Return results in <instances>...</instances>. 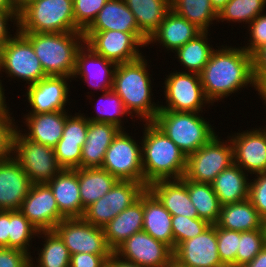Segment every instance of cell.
Returning <instances> with one entry per match:
<instances>
[{
	"instance_id": "obj_1",
	"label": "cell",
	"mask_w": 266,
	"mask_h": 267,
	"mask_svg": "<svg viewBox=\"0 0 266 267\" xmlns=\"http://www.w3.org/2000/svg\"><path fill=\"white\" fill-rule=\"evenodd\" d=\"M200 78L205 97L211 104L241 88L245 89L248 84L257 90L252 56L242 47L226 45L213 50Z\"/></svg>"
},
{
	"instance_id": "obj_2",
	"label": "cell",
	"mask_w": 266,
	"mask_h": 267,
	"mask_svg": "<svg viewBox=\"0 0 266 267\" xmlns=\"http://www.w3.org/2000/svg\"><path fill=\"white\" fill-rule=\"evenodd\" d=\"M142 166L145 186L158 180L181 179L187 156L152 122L144 125Z\"/></svg>"
},
{
	"instance_id": "obj_3",
	"label": "cell",
	"mask_w": 266,
	"mask_h": 267,
	"mask_svg": "<svg viewBox=\"0 0 266 267\" xmlns=\"http://www.w3.org/2000/svg\"><path fill=\"white\" fill-rule=\"evenodd\" d=\"M146 61L142 56L131 62L117 64L112 88L122 99L129 115L133 118L134 112L145 123L152 122L160 110L159 104L151 101L153 94Z\"/></svg>"
},
{
	"instance_id": "obj_4",
	"label": "cell",
	"mask_w": 266,
	"mask_h": 267,
	"mask_svg": "<svg viewBox=\"0 0 266 267\" xmlns=\"http://www.w3.org/2000/svg\"><path fill=\"white\" fill-rule=\"evenodd\" d=\"M20 33L32 44L47 76H65L72 79L76 54L84 42L83 32Z\"/></svg>"
},
{
	"instance_id": "obj_5",
	"label": "cell",
	"mask_w": 266,
	"mask_h": 267,
	"mask_svg": "<svg viewBox=\"0 0 266 267\" xmlns=\"http://www.w3.org/2000/svg\"><path fill=\"white\" fill-rule=\"evenodd\" d=\"M152 123L189 156L217 133L199 113L159 110Z\"/></svg>"
},
{
	"instance_id": "obj_6",
	"label": "cell",
	"mask_w": 266,
	"mask_h": 267,
	"mask_svg": "<svg viewBox=\"0 0 266 267\" xmlns=\"http://www.w3.org/2000/svg\"><path fill=\"white\" fill-rule=\"evenodd\" d=\"M18 31L63 33L80 31L74 20L73 0H33L18 14Z\"/></svg>"
},
{
	"instance_id": "obj_7",
	"label": "cell",
	"mask_w": 266,
	"mask_h": 267,
	"mask_svg": "<svg viewBox=\"0 0 266 267\" xmlns=\"http://www.w3.org/2000/svg\"><path fill=\"white\" fill-rule=\"evenodd\" d=\"M19 128L13 136L12 156L29 176L32 184L48 183L62 167L58 164L54 148L27 139Z\"/></svg>"
},
{
	"instance_id": "obj_8",
	"label": "cell",
	"mask_w": 266,
	"mask_h": 267,
	"mask_svg": "<svg viewBox=\"0 0 266 267\" xmlns=\"http://www.w3.org/2000/svg\"><path fill=\"white\" fill-rule=\"evenodd\" d=\"M83 36L84 44L116 64L131 62L142 57L138 47L147 46L148 41L142 32L84 31Z\"/></svg>"
},
{
	"instance_id": "obj_9",
	"label": "cell",
	"mask_w": 266,
	"mask_h": 267,
	"mask_svg": "<svg viewBox=\"0 0 266 267\" xmlns=\"http://www.w3.org/2000/svg\"><path fill=\"white\" fill-rule=\"evenodd\" d=\"M220 140L215 135L208 143L187 156L184 174L187 180L211 183L221 171L234 163L231 140L227 139V143Z\"/></svg>"
},
{
	"instance_id": "obj_10",
	"label": "cell",
	"mask_w": 266,
	"mask_h": 267,
	"mask_svg": "<svg viewBox=\"0 0 266 267\" xmlns=\"http://www.w3.org/2000/svg\"><path fill=\"white\" fill-rule=\"evenodd\" d=\"M118 180H130L145 185L142 166V146L120 130L105 153L101 166Z\"/></svg>"
},
{
	"instance_id": "obj_11",
	"label": "cell",
	"mask_w": 266,
	"mask_h": 267,
	"mask_svg": "<svg viewBox=\"0 0 266 267\" xmlns=\"http://www.w3.org/2000/svg\"><path fill=\"white\" fill-rule=\"evenodd\" d=\"M2 46L0 71L8 77L23 79L28 85L47 77L32 44L18 31ZM5 71H4V70Z\"/></svg>"
},
{
	"instance_id": "obj_12",
	"label": "cell",
	"mask_w": 266,
	"mask_h": 267,
	"mask_svg": "<svg viewBox=\"0 0 266 267\" xmlns=\"http://www.w3.org/2000/svg\"><path fill=\"white\" fill-rule=\"evenodd\" d=\"M146 188L143 183L118 180L109 192L85 209L82 218L94 226L104 228L114 217L136 202Z\"/></svg>"
},
{
	"instance_id": "obj_13",
	"label": "cell",
	"mask_w": 266,
	"mask_h": 267,
	"mask_svg": "<svg viewBox=\"0 0 266 267\" xmlns=\"http://www.w3.org/2000/svg\"><path fill=\"white\" fill-rule=\"evenodd\" d=\"M165 79L164 96L168 103L167 106L159 105L160 110L202 113L204 104H210L205 97L200 74L173 72Z\"/></svg>"
},
{
	"instance_id": "obj_14",
	"label": "cell",
	"mask_w": 266,
	"mask_h": 267,
	"mask_svg": "<svg viewBox=\"0 0 266 267\" xmlns=\"http://www.w3.org/2000/svg\"><path fill=\"white\" fill-rule=\"evenodd\" d=\"M54 231L64 241L70 255L90 253L110 256L113 250L108 246L104 230L83 218H65L55 226Z\"/></svg>"
},
{
	"instance_id": "obj_15",
	"label": "cell",
	"mask_w": 266,
	"mask_h": 267,
	"mask_svg": "<svg viewBox=\"0 0 266 267\" xmlns=\"http://www.w3.org/2000/svg\"><path fill=\"white\" fill-rule=\"evenodd\" d=\"M113 252L143 267H167L173 260V249L143 230L126 239Z\"/></svg>"
},
{
	"instance_id": "obj_16",
	"label": "cell",
	"mask_w": 266,
	"mask_h": 267,
	"mask_svg": "<svg viewBox=\"0 0 266 267\" xmlns=\"http://www.w3.org/2000/svg\"><path fill=\"white\" fill-rule=\"evenodd\" d=\"M19 211L37 231H52L65 217L59 212L54 194L47 183L32 184Z\"/></svg>"
},
{
	"instance_id": "obj_17",
	"label": "cell",
	"mask_w": 266,
	"mask_h": 267,
	"mask_svg": "<svg viewBox=\"0 0 266 267\" xmlns=\"http://www.w3.org/2000/svg\"><path fill=\"white\" fill-rule=\"evenodd\" d=\"M173 259L185 267H225L218 255L217 225L200 235L181 242L173 250Z\"/></svg>"
},
{
	"instance_id": "obj_18",
	"label": "cell",
	"mask_w": 266,
	"mask_h": 267,
	"mask_svg": "<svg viewBox=\"0 0 266 267\" xmlns=\"http://www.w3.org/2000/svg\"><path fill=\"white\" fill-rule=\"evenodd\" d=\"M232 135L234 163L250 174L266 172V127ZM235 136V137H234Z\"/></svg>"
},
{
	"instance_id": "obj_19",
	"label": "cell",
	"mask_w": 266,
	"mask_h": 267,
	"mask_svg": "<svg viewBox=\"0 0 266 267\" xmlns=\"http://www.w3.org/2000/svg\"><path fill=\"white\" fill-rule=\"evenodd\" d=\"M65 76H47L35 84L28 85L26 95L32 108L29 113H51L66 111L69 88Z\"/></svg>"
},
{
	"instance_id": "obj_20",
	"label": "cell",
	"mask_w": 266,
	"mask_h": 267,
	"mask_svg": "<svg viewBox=\"0 0 266 267\" xmlns=\"http://www.w3.org/2000/svg\"><path fill=\"white\" fill-rule=\"evenodd\" d=\"M116 66L115 62L100 56L83 42L76 54L72 78L79 76L89 84V87H94V90L100 89L106 92L113 88Z\"/></svg>"
},
{
	"instance_id": "obj_21",
	"label": "cell",
	"mask_w": 266,
	"mask_h": 267,
	"mask_svg": "<svg viewBox=\"0 0 266 267\" xmlns=\"http://www.w3.org/2000/svg\"><path fill=\"white\" fill-rule=\"evenodd\" d=\"M31 186L29 176L13 157L0 161V210H19Z\"/></svg>"
},
{
	"instance_id": "obj_22",
	"label": "cell",
	"mask_w": 266,
	"mask_h": 267,
	"mask_svg": "<svg viewBox=\"0 0 266 267\" xmlns=\"http://www.w3.org/2000/svg\"><path fill=\"white\" fill-rule=\"evenodd\" d=\"M172 216L198 218L196 208L190 200L187 179L158 180L147 187Z\"/></svg>"
},
{
	"instance_id": "obj_23",
	"label": "cell",
	"mask_w": 266,
	"mask_h": 267,
	"mask_svg": "<svg viewBox=\"0 0 266 267\" xmlns=\"http://www.w3.org/2000/svg\"><path fill=\"white\" fill-rule=\"evenodd\" d=\"M47 184L65 218H82L77 169H62Z\"/></svg>"
},
{
	"instance_id": "obj_24",
	"label": "cell",
	"mask_w": 266,
	"mask_h": 267,
	"mask_svg": "<svg viewBox=\"0 0 266 267\" xmlns=\"http://www.w3.org/2000/svg\"><path fill=\"white\" fill-rule=\"evenodd\" d=\"M201 32L202 30L195 24L170 9L158 29L148 39L147 45L159 42L163 47L174 52Z\"/></svg>"
},
{
	"instance_id": "obj_25",
	"label": "cell",
	"mask_w": 266,
	"mask_h": 267,
	"mask_svg": "<svg viewBox=\"0 0 266 267\" xmlns=\"http://www.w3.org/2000/svg\"><path fill=\"white\" fill-rule=\"evenodd\" d=\"M121 129L110 123H88L87 139L82 146L80 168L101 167L105 153Z\"/></svg>"
},
{
	"instance_id": "obj_26",
	"label": "cell",
	"mask_w": 266,
	"mask_h": 267,
	"mask_svg": "<svg viewBox=\"0 0 266 267\" xmlns=\"http://www.w3.org/2000/svg\"><path fill=\"white\" fill-rule=\"evenodd\" d=\"M24 118L28 132L23 135L33 142L54 148L62 137L67 112L28 113Z\"/></svg>"
},
{
	"instance_id": "obj_27",
	"label": "cell",
	"mask_w": 266,
	"mask_h": 267,
	"mask_svg": "<svg viewBox=\"0 0 266 267\" xmlns=\"http://www.w3.org/2000/svg\"><path fill=\"white\" fill-rule=\"evenodd\" d=\"M143 231L174 250L172 215L148 189L143 192Z\"/></svg>"
},
{
	"instance_id": "obj_28",
	"label": "cell",
	"mask_w": 266,
	"mask_h": 267,
	"mask_svg": "<svg viewBox=\"0 0 266 267\" xmlns=\"http://www.w3.org/2000/svg\"><path fill=\"white\" fill-rule=\"evenodd\" d=\"M143 193L131 206L114 217L104 228L108 246L114 251L126 239L143 230Z\"/></svg>"
},
{
	"instance_id": "obj_29",
	"label": "cell",
	"mask_w": 266,
	"mask_h": 267,
	"mask_svg": "<svg viewBox=\"0 0 266 267\" xmlns=\"http://www.w3.org/2000/svg\"><path fill=\"white\" fill-rule=\"evenodd\" d=\"M141 32L124 0H108L85 31Z\"/></svg>"
},
{
	"instance_id": "obj_30",
	"label": "cell",
	"mask_w": 266,
	"mask_h": 267,
	"mask_svg": "<svg viewBox=\"0 0 266 267\" xmlns=\"http://www.w3.org/2000/svg\"><path fill=\"white\" fill-rule=\"evenodd\" d=\"M237 164L221 171L210 183L221 206L248 199L249 178Z\"/></svg>"
},
{
	"instance_id": "obj_31",
	"label": "cell",
	"mask_w": 266,
	"mask_h": 267,
	"mask_svg": "<svg viewBox=\"0 0 266 267\" xmlns=\"http://www.w3.org/2000/svg\"><path fill=\"white\" fill-rule=\"evenodd\" d=\"M82 217L85 209L103 197L118 181L101 167L77 168Z\"/></svg>"
},
{
	"instance_id": "obj_32",
	"label": "cell",
	"mask_w": 266,
	"mask_h": 267,
	"mask_svg": "<svg viewBox=\"0 0 266 267\" xmlns=\"http://www.w3.org/2000/svg\"><path fill=\"white\" fill-rule=\"evenodd\" d=\"M263 219L249 199L221 206L216 225L234 231H252L262 228Z\"/></svg>"
},
{
	"instance_id": "obj_33",
	"label": "cell",
	"mask_w": 266,
	"mask_h": 267,
	"mask_svg": "<svg viewBox=\"0 0 266 267\" xmlns=\"http://www.w3.org/2000/svg\"><path fill=\"white\" fill-rule=\"evenodd\" d=\"M139 30L149 39L171 9V0H124Z\"/></svg>"
},
{
	"instance_id": "obj_34",
	"label": "cell",
	"mask_w": 266,
	"mask_h": 267,
	"mask_svg": "<svg viewBox=\"0 0 266 267\" xmlns=\"http://www.w3.org/2000/svg\"><path fill=\"white\" fill-rule=\"evenodd\" d=\"M187 189L198 218L215 225L219 219L221 204L211 184L187 180Z\"/></svg>"
},
{
	"instance_id": "obj_35",
	"label": "cell",
	"mask_w": 266,
	"mask_h": 267,
	"mask_svg": "<svg viewBox=\"0 0 266 267\" xmlns=\"http://www.w3.org/2000/svg\"><path fill=\"white\" fill-rule=\"evenodd\" d=\"M208 31H202L194 39L177 49L175 54L188 72L200 74L208 63L214 48L208 44ZM212 47V48H211Z\"/></svg>"
},
{
	"instance_id": "obj_36",
	"label": "cell",
	"mask_w": 266,
	"mask_h": 267,
	"mask_svg": "<svg viewBox=\"0 0 266 267\" xmlns=\"http://www.w3.org/2000/svg\"><path fill=\"white\" fill-rule=\"evenodd\" d=\"M171 9L202 31H208L212 21L218 20L210 0H171Z\"/></svg>"
},
{
	"instance_id": "obj_37",
	"label": "cell",
	"mask_w": 266,
	"mask_h": 267,
	"mask_svg": "<svg viewBox=\"0 0 266 267\" xmlns=\"http://www.w3.org/2000/svg\"><path fill=\"white\" fill-rule=\"evenodd\" d=\"M38 235H44L45 243L38 254L37 266L31 258V267H69L71 255L60 236L54 230L40 231Z\"/></svg>"
},
{
	"instance_id": "obj_38",
	"label": "cell",
	"mask_w": 266,
	"mask_h": 267,
	"mask_svg": "<svg viewBox=\"0 0 266 267\" xmlns=\"http://www.w3.org/2000/svg\"><path fill=\"white\" fill-rule=\"evenodd\" d=\"M266 0H229L218 12L219 19L223 21L245 22L250 24L256 16L264 12Z\"/></svg>"
},
{
	"instance_id": "obj_39",
	"label": "cell",
	"mask_w": 266,
	"mask_h": 267,
	"mask_svg": "<svg viewBox=\"0 0 266 267\" xmlns=\"http://www.w3.org/2000/svg\"><path fill=\"white\" fill-rule=\"evenodd\" d=\"M103 93L104 94L98 99L99 101L97 100L98 105L96 106V116L86 118L92 122L110 123L117 126L121 130H124L125 128H122L123 124L121 117L124 115L127 116L129 113L126 111L122 99L113 90ZM104 101L106 102L107 107L106 105H103V103L105 104Z\"/></svg>"
},
{
	"instance_id": "obj_40",
	"label": "cell",
	"mask_w": 266,
	"mask_h": 267,
	"mask_svg": "<svg viewBox=\"0 0 266 267\" xmlns=\"http://www.w3.org/2000/svg\"><path fill=\"white\" fill-rule=\"evenodd\" d=\"M38 232L19 210L10 211L9 248L20 249L31 254L28 250L29 243L32 238H35L34 236H38Z\"/></svg>"
},
{
	"instance_id": "obj_41",
	"label": "cell",
	"mask_w": 266,
	"mask_h": 267,
	"mask_svg": "<svg viewBox=\"0 0 266 267\" xmlns=\"http://www.w3.org/2000/svg\"><path fill=\"white\" fill-rule=\"evenodd\" d=\"M266 246L263 229L240 232L239 248L236 254V267H243Z\"/></svg>"
},
{
	"instance_id": "obj_42",
	"label": "cell",
	"mask_w": 266,
	"mask_h": 267,
	"mask_svg": "<svg viewBox=\"0 0 266 267\" xmlns=\"http://www.w3.org/2000/svg\"><path fill=\"white\" fill-rule=\"evenodd\" d=\"M210 224L200 218H187L185 216H172V230L174 249L186 240L203 233Z\"/></svg>"
},
{
	"instance_id": "obj_43",
	"label": "cell",
	"mask_w": 266,
	"mask_h": 267,
	"mask_svg": "<svg viewBox=\"0 0 266 267\" xmlns=\"http://www.w3.org/2000/svg\"><path fill=\"white\" fill-rule=\"evenodd\" d=\"M240 231L217 226L218 255L225 267H236V254L239 248Z\"/></svg>"
},
{
	"instance_id": "obj_44",
	"label": "cell",
	"mask_w": 266,
	"mask_h": 267,
	"mask_svg": "<svg viewBox=\"0 0 266 267\" xmlns=\"http://www.w3.org/2000/svg\"><path fill=\"white\" fill-rule=\"evenodd\" d=\"M108 0H73V13L76 27L84 32L95 20Z\"/></svg>"
},
{
	"instance_id": "obj_45",
	"label": "cell",
	"mask_w": 266,
	"mask_h": 267,
	"mask_svg": "<svg viewBox=\"0 0 266 267\" xmlns=\"http://www.w3.org/2000/svg\"><path fill=\"white\" fill-rule=\"evenodd\" d=\"M89 120L79 113L74 116L68 114L63 128V134L58 142L79 144L81 147L87 139Z\"/></svg>"
},
{
	"instance_id": "obj_46",
	"label": "cell",
	"mask_w": 266,
	"mask_h": 267,
	"mask_svg": "<svg viewBox=\"0 0 266 267\" xmlns=\"http://www.w3.org/2000/svg\"><path fill=\"white\" fill-rule=\"evenodd\" d=\"M54 153L62 169L80 168L82 147L79 144L58 142Z\"/></svg>"
},
{
	"instance_id": "obj_47",
	"label": "cell",
	"mask_w": 266,
	"mask_h": 267,
	"mask_svg": "<svg viewBox=\"0 0 266 267\" xmlns=\"http://www.w3.org/2000/svg\"><path fill=\"white\" fill-rule=\"evenodd\" d=\"M249 182L248 199L262 219L266 218V172L255 174Z\"/></svg>"
},
{
	"instance_id": "obj_48",
	"label": "cell",
	"mask_w": 266,
	"mask_h": 267,
	"mask_svg": "<svg viewBox=\"0 0 266 267\" xmlns=\"http://www.w3.org/2000/svg\"><path fill=\"white\" fill-rule=\"evenodd\" d=\"M248 26L250 40L247 44L249 45L242 48L252 56L260 47L266 44V13L256 16Z\"/></svg>"
},
{
	"instance_id": "obj_49",
	"label": "cell",
	"mask_w": 266,
	"mask_h": 267,
	"mask_svg": "<svg viewBox=\"0 0 266 267\" xmlns=\"http://www.w3.org/2000/svg\"><path fill=\"white\" fill-rule=\"evenodd\" d=\"M253 75L260 98L266 97V44L252 55Z\"/></svg>"
},
{
	"instance_id": "obj_50",
	"label": "cell",
	"mask_w": 266,
	"mask_h": 267,
	"mask_svg": "<svg viewBox=\"0 0 266 267\" xmlns=\"http://www.w3.org/2000/svg\"><path fill=\"white\" fill-rule=\"evenodd\" d=\"M13 117L0 118V161L12 157L13 136L18 128Z\"/></svg>"
},
{
	"instance_id": "obj_51",
	"label": "cell",
	"mask_w": 266,
	"mask_h": 267,
	"mask_svg": "<svg viewBox=\"0 0 266 267\" xmlns=\"http://www.w3.org/2000/svg\"><path fill=\"white\" fill-rule=\"evenodd\" d=\"M0 267H31V255L15 248H0Z\"/></svg>"
},
{
	"instance_id": "obj_52",
	"label": "cell",
	"mask_w": 266,
	"mask_h": 267,
	"mask_svg": "<svg viewBox=\"0 0 266 267\" xmlns=\"http://www.w3.org/2000/svg\"><path fill=\"white\" fill-rule=\"evenodd\" d=\"M110 256L78 253L71 255L69 267H107Z\"/></svg>"
},
{
	"instance_id": "obj_53",
	"label": "cell",
	"mask_w": 266,
	"mask_h": 267,
	"mask_svg": "<svg viewBox=\"0 0 266 267\" xmlns=\"http://www.w3.org/2000/svg\"><path fill=\"white\" fill-rule=\"evenodd\" d=\"M18 11H0V41L4 44L6 41L11 39L13 36L8 32V22L14 20L16 27H18ZM10 19V20H9ZM10 34V35H9Z\"/></svg>"
},
{
	"instance_id": "obj_54",
	"label": "cell",
	"mask_w": 266,
	"mask_h": 267,
	"mask_svg": "<svg viewBox=\"0 0 266 267\" xmlns=\"http://www.w3.org/2000/svg\"><path fill=\"white\" fill-rule=\"evenodd\" d=\"M10 211L0 210V248H9Z\"/></svg>"
},
{
	"instance_id": "obj_55",
	"label": "cell",
	"mask_w": 266,
	"mask_h": 267,
	"mask_svg": "<svg viewBox=\"0 0 266 267\" xmlns=\"http://www.w3.org/2000/svg\"><path fill=\"white\" fill-rule=\"evenodd\" d=\"M107 267H143L133 262L121 259L114 252L110 255L107 260Z\"/></svg>"
},
{
	"instance_id": "obj_56",
	"label": "cell",
	"mask_w": 266,
	"mask_h": 267,
	"mask_svg": "<svg viewBox=\"0 0 266 267\" xmlns=\"http://www.w3.org/2000/svg\"><path fill=\"white\" fill-rule=\"evenodd\" d=\"M243 267H266V246L253 258V260Z\"/></svg>"
},
{
	"instance_id": "obj_57",
	"label": "cell",
	"mask_w": 266,
	"mask_h": 267,
	"mask_svg": "<svg viewBox=\"0 0 266 267\" xmlns=\"http://www.w3.org/2000/svg\"><path fill=\"white\" fill-rule=\"evenodd\" d=\"M1 77V76H0ZM1 79H0V118L1 117H11L9 114V107L7 108V104H5L6 100H5V96H4V88L2 86V83H1Z\"/></svg>"
},
{
	"instance_id": "obj_58",
	"label": "cell",
	"mask_w": 266,
	"mask_h": 267,
	"mask_svg": "<svg viewBox=\"0 0 266 267\" xmlns=\"http://www.w3.org/2000/svg\"><path fill=\"white\" fill-rule=\"evenodd\" d=\"M0 11H17L14 0H0Z\"/></svg>"
},
{
	"instance_id": "obj_59",
	"label": "cell",
	"mask_w": 266,
	"mask_h": 267,
	"mask_svg": "<svg viewBox=\"0 0 266 267\" xmlns=\"http://www.w3.org/2000/svg\"><path fill=\"white\" fill-rule=\"evenodd\" d=\"M228 1L229 0H210L211 5L217 13L226 5Z\"/></svg>"
},
{
	"instance_id": "obj_60",
	"label": "cell",
	"mask_w": 266,
	"mask_h": 267,
	"mask_svg": "<svg viewBox=\"0 0 266 267\" xmlns=\"http://www.w3.org/2000/svg\"><path fill=\"white\" fill-rule=\"evenodd\" d=\"M33 0H14L17 11L19 12L24 6L30 3Z\"/></svg>"
},
{
	"instance_id": "obj_61",
	"label": "cell",
	"mask_w": 266,
	"mask_h": 267,
	"mask_svg": "<svg viewBox=\"0 0 266 267\" xmlns=\"http://www.w3.org/2000/svg\"><path fill=\"white\" fill-rule=\"evenodd\" d=\"M167 267H185V266H182L181 264H179L176 260H172Z\"/></svg>"
},
{
	"instance_id": "obj_62",
	"label": "cell",
	"mask_w": 266,
	"mask_h": 267,
	"mask_svg": "<svg viewBox=\"0 0 266 267\" xmlns=\"http://www.w3.org/2000/svg\"><path fill=\"white\" fill-rule=\"evenodd\" d=\"M262 228H263L264 236H265V239H266V218L263 219Z\"/></svg>"
},
{
	"instance_id": "obj_63",
	"label": "cell",
	"mask_w": 266,
	"mask_h": 267,
	"mask_svg": "<svg viewBox=\"0 0 266 267\" xmlns=\"http://www.w3.org/2000/svg\"><path fill=\"white\" fill-rule=\"evenodd\" d=\"M2 46H3V43L0 41V64H1Z\"/></svg>"
}]
</instances>
